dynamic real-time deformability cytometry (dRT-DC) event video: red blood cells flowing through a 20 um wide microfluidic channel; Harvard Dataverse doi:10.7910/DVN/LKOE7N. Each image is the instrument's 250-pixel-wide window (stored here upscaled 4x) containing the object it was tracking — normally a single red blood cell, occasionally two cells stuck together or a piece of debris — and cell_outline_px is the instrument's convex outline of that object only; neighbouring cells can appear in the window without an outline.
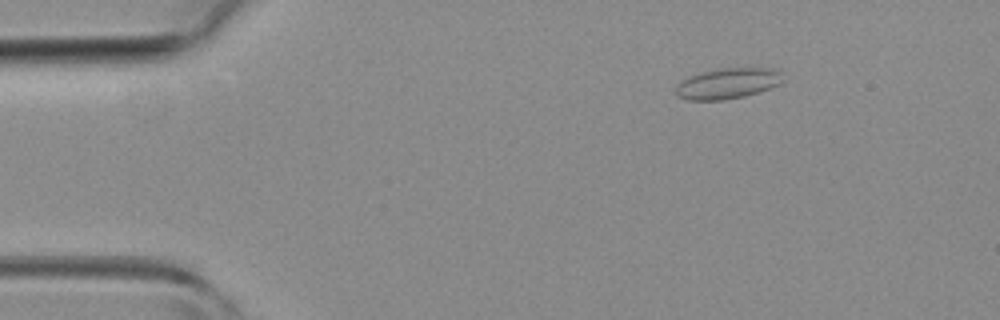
{"species": "common noctule bat (a hibernating species)", "species_latin": "Nyctalus noctula", "temperature_condition": "room temperature", "stored_images_in_passage": 35, "camera_frame_rate_fps": 3000, "um_per_image_px": 0.085, "animal": {"sex": "female", "body_mass_g": 19.3, "forearm_length_mm": 54.1}, "frame": {"image": 1, "passage_image": 5, "time_ms": 1.333, "image_size_px": [1000, 320], "cell_outline_px": [[780, 84], [744, 96], [720, 100], [688, 100], [676, 96], [676, 84], [680, 80], [688, 76], [700, 72], [716, 68], [776, 68], [780, 72]], "centroid_in_image_um": [61.76, 7.08], "position_along_channel_um": 23.2, "area_um2": 19.13}}
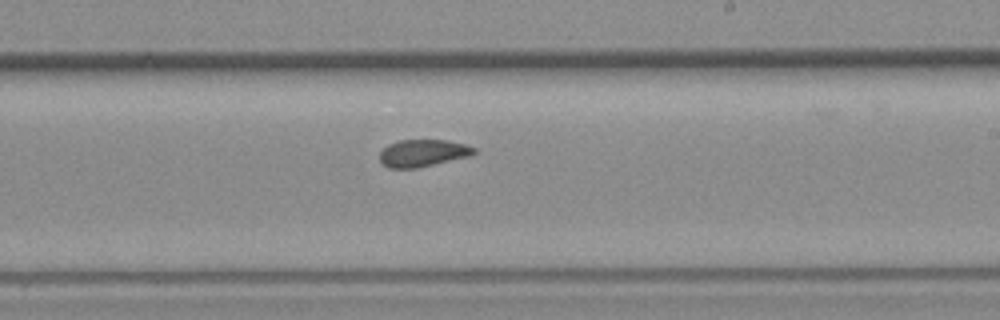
{"frame": {"image": 2, "passage_image": 25, "time_ms": 8.0, "image_size_px": [1000, 320], "cell_outline_px": [[476, 152], [468, 156], [416, 168], [388, 168], [380, 160], [380, 152], [388, 144], [400, 140], [448, 140], [464, 144], [476, 148]], "centroid_in_image_um": [35.93, 13.0], "position_along_channel_um": 253.1, "area_um2": 14.74}}
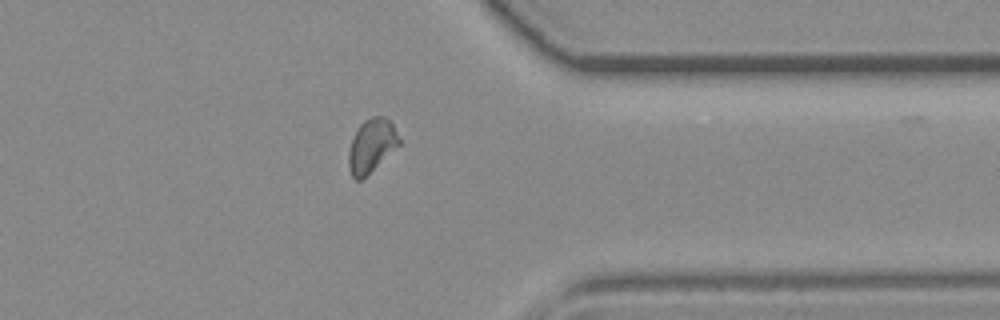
{"frame": {"image": 3, "passage_image": 34, "time_ms": 11.0, "image_size_px": [1000, 320], "cell_outline_px": [[400, 144], [360, 180], [356, 180], [352, 176], [348, 168], [348, 152], [356, 128], [364, 120], [372, 116], [384, 116], [392, 120], [400, 140]], "centroid_in_image_um": [31.57, 12.33], "position_along_channel_um": 379.8, "area_um2": 15.66}}